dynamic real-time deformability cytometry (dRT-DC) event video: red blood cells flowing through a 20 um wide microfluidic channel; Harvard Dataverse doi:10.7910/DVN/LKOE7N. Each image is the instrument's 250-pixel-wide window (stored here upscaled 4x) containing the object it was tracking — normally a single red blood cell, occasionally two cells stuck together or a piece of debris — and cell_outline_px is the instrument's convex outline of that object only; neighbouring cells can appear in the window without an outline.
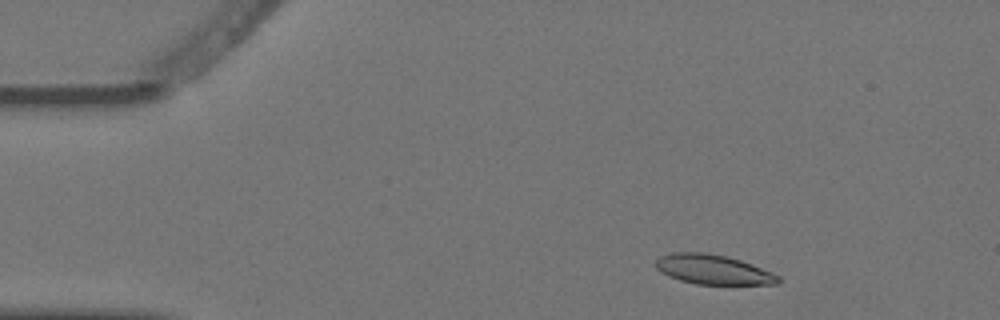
{"species": "Egyptian fruit bat (a non-hibernating species)", "species_latin": "Rousettus aegyptiacus", "temperature_condition": "warm", "stored_images_in_passage": 2, "camera_frame_rate_fps": 3000, "um_per_image_px": 0.085, "animal": {"sex": "female"}, "frame": {"image": 1, "passage_image": 1, "time_ms": 0.0, "image_size_px": [1000, 320], "cell_outline_px": [[780, 284], [696, 284], [680, 280], [668, 276], [660, 272], [656, 268], [656, 260], [660, 256], [672, 252], [704, 252], [724, 256], [740, 260], [752, 264], [772, 272], [780, 276]], "centroid_in_image_um": [60.6, 22.91], "position_along_channel_um": 24.4, "area_um2": 21.15}}